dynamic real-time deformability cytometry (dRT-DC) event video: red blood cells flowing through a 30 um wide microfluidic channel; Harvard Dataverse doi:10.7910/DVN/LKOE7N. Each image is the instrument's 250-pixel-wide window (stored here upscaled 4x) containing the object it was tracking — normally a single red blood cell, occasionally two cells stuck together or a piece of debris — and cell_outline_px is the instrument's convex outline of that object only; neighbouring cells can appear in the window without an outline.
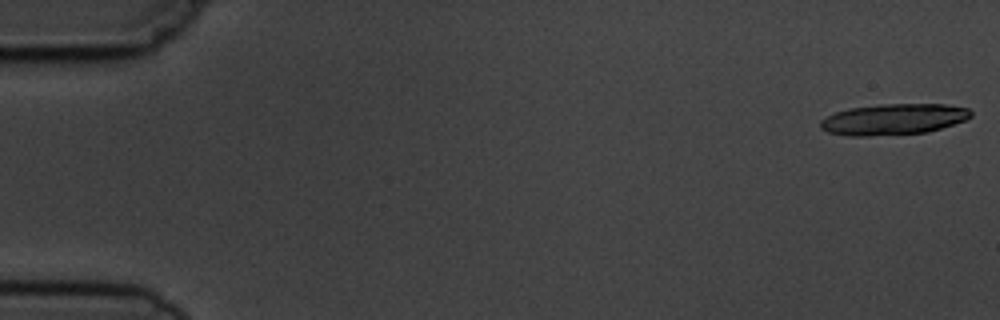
{"species": "common noctule bat (a hibernating species)", "species_latin": "Nyctalus noctula", "temperature_condition": "cold", "stored_images_in_passage": 8, "segment_of_instrument_passage": [1, 2], "camera_frame_rate_fps": 3000, "um_per_image_px": 0.085, "animal": {"sex": "male", "body_mass_g": 19.5, "forearm_length_mm": 54.6}, "frame": {"image": 1, "passage_image": 1, "time_ms": 0.0, "image_size_px": [1000, 320], "cell_outline_px": [[972, 116], [964, 120], [928, 132], [868, 136], [848, 136], [828, 132], [820, 128], [820, 120], [836, 112], [848, 108], [880, 104], [944, 104], [968, 108], [972, 112]], "centroid_in_image_um": [75.92, 10.13], "position_along_channel_um": 9.1, "area_um2": 27.11}}
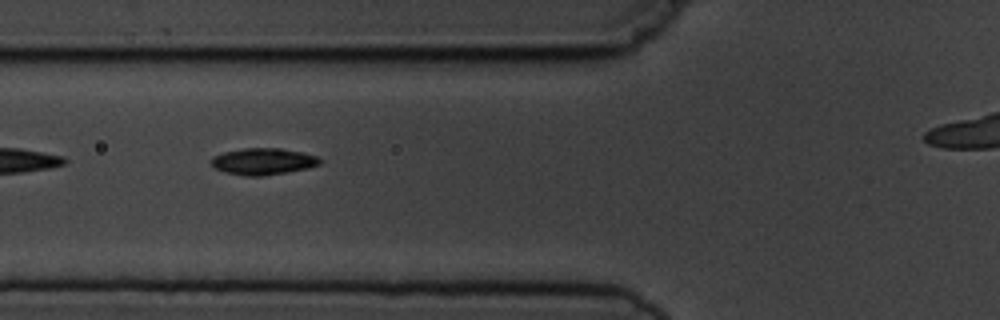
{"frame": {"image": 2, "passage_image": 6, "time_ms": 6.667, "image_size_px": [1000, 320], "cell_outline_px": [[324, 160], [320, 164], [308, 168], [260, 176], [244, 176], [224, 172], [216, 168], [212, 164], [212, 156], [224, 152], [244, 148], [280, 148], [304, 152], [316, 156]], "centroid_in_image_um": [22.39, 13.71], "position_along_channel_um": 103.4, "area_um2": 16.82}}
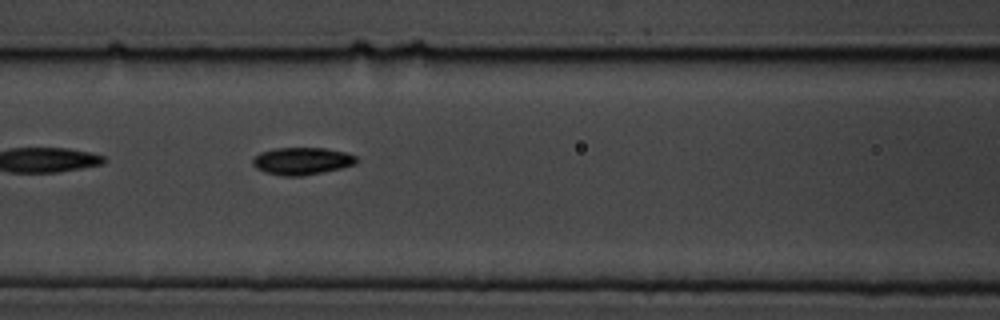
{"frame": {"image": 3, "passage_image": 7, "time_ms": 7.667, "image_size_px": [1000, 320], "cell_outline_px": [[360, 160], [356, 164], [340, 168], [304, 176], [284, 176], [264, 172], [256, 168], [252, 164], [252, 160], [260, 152], [276, 148], [324, 148], [344, 152], [356, 156]], "centroid_in_image_um": [25.67, 13.69], "position_along_channel_um": 140.9, "area_um2": 16.53}}